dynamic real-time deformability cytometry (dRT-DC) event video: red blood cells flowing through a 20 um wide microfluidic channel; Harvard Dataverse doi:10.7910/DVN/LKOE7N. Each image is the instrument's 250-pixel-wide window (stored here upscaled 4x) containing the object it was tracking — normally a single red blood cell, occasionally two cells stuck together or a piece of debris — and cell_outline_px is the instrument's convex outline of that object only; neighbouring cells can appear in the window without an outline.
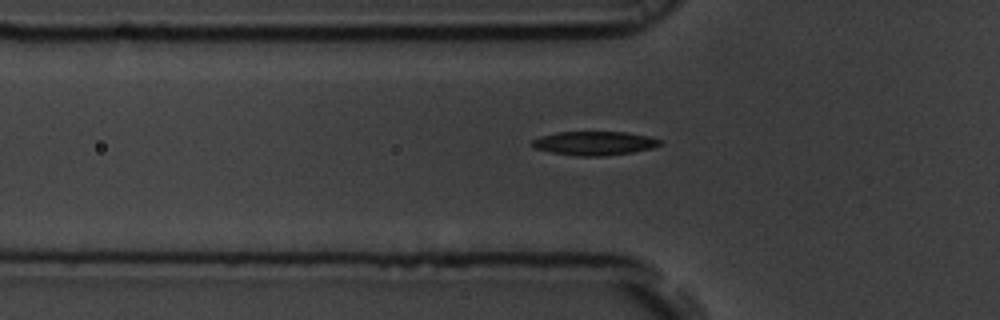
{"species": "common noctule bat (a hibernating species)", "species_latin": "Nyctalus noctula", "temperature_condition": "room temperature", "stored_images_in_passage": 42, "segment_of_instrument_passage": [1, 2], "camera_frame_rate_fps": 3000, "um_per_image_px": 0.085, "animal": {"sex": "male", "body_mass_g": 19.5, "forearm_length_mm": 54.6}, "frame": {"image": 1, "passage_image": 4, "time_ms": 1.0, "image_size_px": [1000, 320], "cell_outline_px": [[664, 144], [652, 148], [632, 152], [604, 156], [580, 156], [552, 152], [532, 148], [532, 140], [540, 136], [556, 132], [624, 132], [648, 136], [660, 140]], "centroid_in_image_um": [50.51, 12.17], "position_along_channel_um": 75.3, "area_um2": 17.74}}
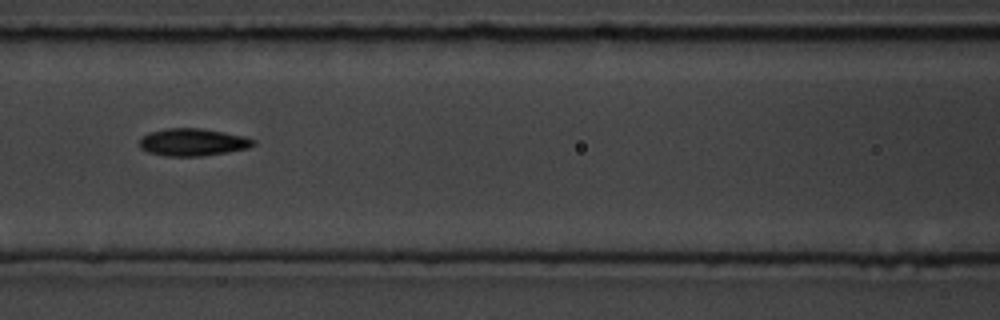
{"frame": {"image": 2, "passage_image": 10, "time_ms": 3.0, "image_size_px": [1000, 320], "cell_outline_px": [[256, 144], [248, 148], [228, 152], [204, 156], [164, 156], [148, 152], [140, 148], [140, 140], [148, 132], [168, 128], [200, 128], [224, 132], [244, 136], [256, 140]], "centroid_in_image_um": [16.4, 12.09], "position_along_channel_um": 150.2, "area_um2": 18.26}}
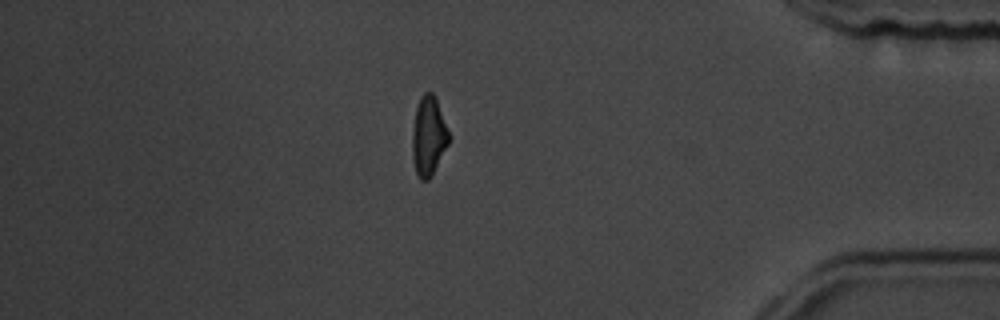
{"frame": {"image": 3, "passage_image": 33, "time_ms": 10.667, "image_size_px": [1000, 320], "cell_outline_px": [[448, 144], [432, 176], [428, 180], [420, 180], [416, 172], [412, 160], [412, 128], [416, 108], [420, 96], [424, 92], [432, 92], [436, 96], [448, 132]], "centroid_in_image_um": [36.4, 11.57], "position_along_channel_um": 398.8, "area_um2": 16.94}}